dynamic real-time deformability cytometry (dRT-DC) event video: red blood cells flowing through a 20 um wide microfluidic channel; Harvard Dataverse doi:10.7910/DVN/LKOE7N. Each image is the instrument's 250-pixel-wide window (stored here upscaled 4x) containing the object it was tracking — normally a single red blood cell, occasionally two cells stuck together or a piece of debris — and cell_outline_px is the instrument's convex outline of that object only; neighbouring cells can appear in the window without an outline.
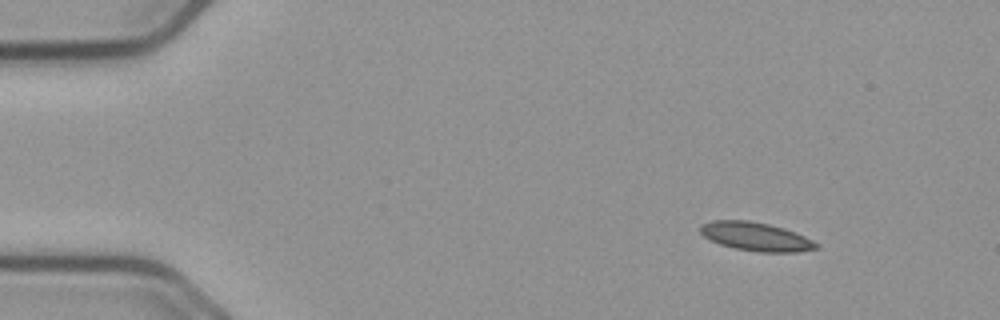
{"species": "common noctule bat (a hibernating species)", "species_latin": "Nyctalus noctula", "temperature_condition": "cold", "stored_images_in_passage": 55, "camera_frame_rate_fps": 3000, "um_per_image_px": 0.085, "animal": {"sex": "male", "body_mass_g": 23.1, "forearm_length_mm": 52.7}, "frame": {"image": 1, "passage_image": 6, "time_ms": 1.667, "image_size_px": [1000, 320], "cell_outline_px": [[820, 248], [796, 252], [760, 252], [736, 248], [720, 244], [704, 236], [700, 232], [700, 224], [712, 220], [748, 220], [768, 224], [784, 228], [804, 236], [820, 244]], "centroid_in_image_um": [64.26, 20.1], "position_along_channel_um": 20.7, "area_um2": 19.25}}
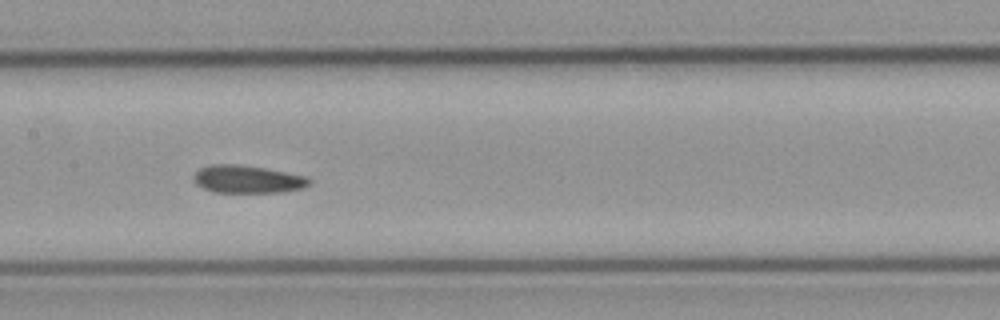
{"frame": {"image": 2, "passage_image": 27, "time_ms": 8.667, "image_size_px": [1000, 320], "cell_outline_px": [[312, 184], [304, 188], [284, 192], [212, 192], [196, 184], [192, 180], [192, 176], [200, 168], [208, 164], [240, 164], [264, 168], [308, 176], [312, 180]], "centroid_in_image_um": [21.06, 15.23], "position_along_channel_um": 186.3, "area_um2": 19.02}}
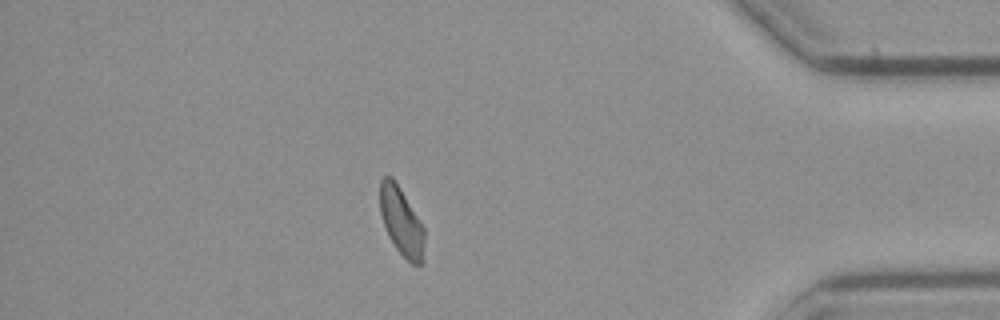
{"frame": {"image": 3, "passage_image": 48, "time_ms": 15.667, "image_size_px": [1000, 320], "cell_outline_px": [[424, 240], [420, 264], [412, 264], [396, 248], [388, 236], [380, 212], [380, 180], [384, 176], [392, 176], [400, 188], [424, 228]], "centroid_in_image_um": [34.08, 18.78], "position_along_channel_um": 401.1, "area_um2": 17.17}, "authors_computed_cell_mechanics": {"area_um2": 18.7272, "velocity_mm_per_s": 3.6498, "shape_relaxation_time_tau1_ms": null, "shape_relaxation_time_tau2_ms": 4.1853, "deformation_change_tau1": null, "deformation_change_tau2": 0.1023}}